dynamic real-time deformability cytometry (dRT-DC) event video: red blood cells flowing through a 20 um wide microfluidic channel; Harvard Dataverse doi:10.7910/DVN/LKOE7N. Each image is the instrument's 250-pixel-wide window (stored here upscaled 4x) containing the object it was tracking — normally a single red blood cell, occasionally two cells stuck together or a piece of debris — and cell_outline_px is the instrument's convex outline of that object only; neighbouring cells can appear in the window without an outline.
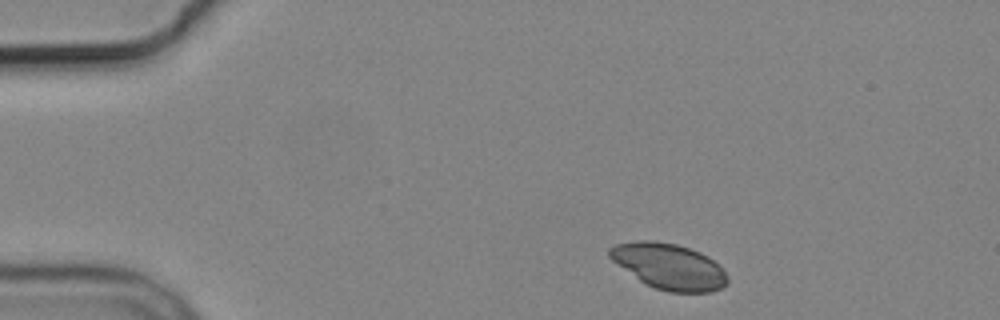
{"species": "common noctule bat (a hibernating species)", "species_latin": "Nyctalus noctula", "temperature_condition": "cold", "stored_images_in_passage": 3, "camera_frame_rate_fps": 3000, "um_per_image_px": 0.085, "animal": {"sex": "male", "body_mass_g": 19.2, "forearm_length_mm": 51.8}, "frame": {"image": 1, "passage_image": 1, "time_ms": 0.0, "image_size_px": [1000, 320], "cell_outline_px": [[728, 284], [712, 292], [668, 292], [644, 284], [612, 260], [608, 256], [608, 248], [616, 244], [636, 240], [652, 240], [676, 244], [700, 252], [708, 256], [724, 268], [728, 276]], "centroid_in_image_um": [56.88, 22.64], "position_along_channel_um": 28.1, "area_um2": 31.67}}